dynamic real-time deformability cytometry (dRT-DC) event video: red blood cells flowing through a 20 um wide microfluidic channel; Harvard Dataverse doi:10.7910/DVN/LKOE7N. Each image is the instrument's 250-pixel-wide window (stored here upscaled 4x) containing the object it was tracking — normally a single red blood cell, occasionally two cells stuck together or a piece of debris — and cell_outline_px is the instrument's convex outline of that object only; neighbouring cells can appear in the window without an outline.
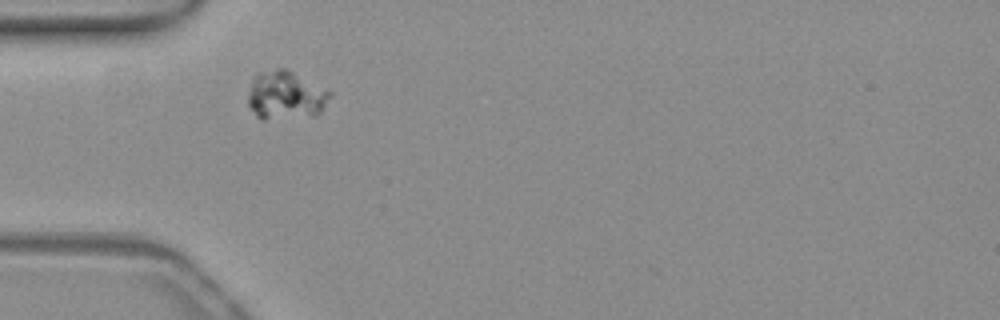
{"species": "common noctule bat (a hibernating species)", "species_latin": "Nyctalus noctula", "temperature_condition": "warm", "stored_images_in_passage": 33, "camera_frame_rate_fps": 3000, "um_per_image_px": 0.085, "animal": {"sex": "female", "body_mass_g": 19.3, "forearm_length_mm": 54.1}, "frame": {"image": 1, "passage_image": 1, "time_ms": 0.0, "image_size_px": [1000, 320], "cell_outline_px": [[332, 96], [320, 112], [316, 116], [264, 120], [260, 120], [256, 116], [248, 104], [248, 92], [252, 80], [256, 72], [280, 68], [284, 68], [328, 88], [332, 92]], "centroid_in_image_um": [24.29, 8.11], "position_along_channel_um": 60.7, "area_um2": 23.7}}
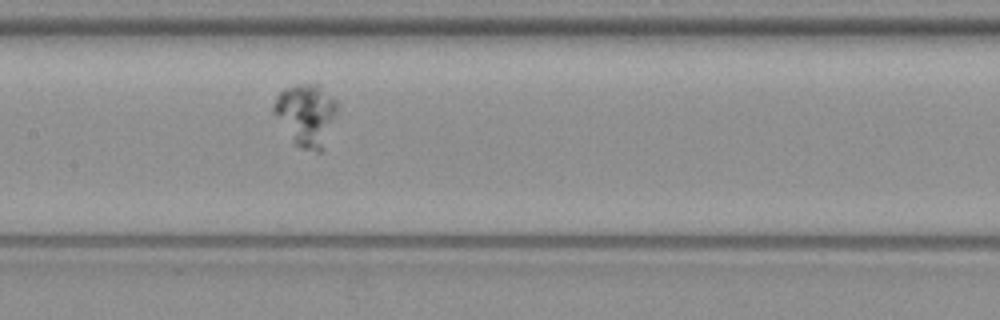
{"frame": {"image": 2, "passage_image": 11, "time_ms": 3.333, "image_size_px": [1000, 320], "cell_outline_px": [[336, 112], [324, 152], [316, 152], [300, 148], [292, 140], [272, 112], [272, 104], [276, 96], [284, 88], [296, 84], [316, 84], [336, 100]], "centroid_in_image_um": [26.0, 9.78], "position_along_channel_um": 181.4, "area_um2": 23.0}}
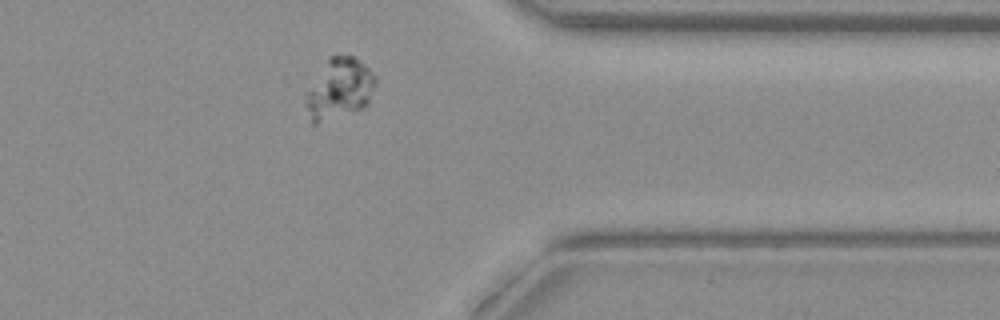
{"frame": {"image": 3, "passage_image": 28, "time_ms": 9.0, "image_size_px": [1000, 320], "cell_outline_px": [[376, 84], [368, 104], [364, 108], [316, 124], [312, 124], [304, 104], [304, 96], [328, 60], [332, 56], [352, 56], [364, 64], [376, 76]], "centroid_in_image_um": [28.86, 7.59], "position_along_channel_um": 382.5, "area_um2": 24.33}}